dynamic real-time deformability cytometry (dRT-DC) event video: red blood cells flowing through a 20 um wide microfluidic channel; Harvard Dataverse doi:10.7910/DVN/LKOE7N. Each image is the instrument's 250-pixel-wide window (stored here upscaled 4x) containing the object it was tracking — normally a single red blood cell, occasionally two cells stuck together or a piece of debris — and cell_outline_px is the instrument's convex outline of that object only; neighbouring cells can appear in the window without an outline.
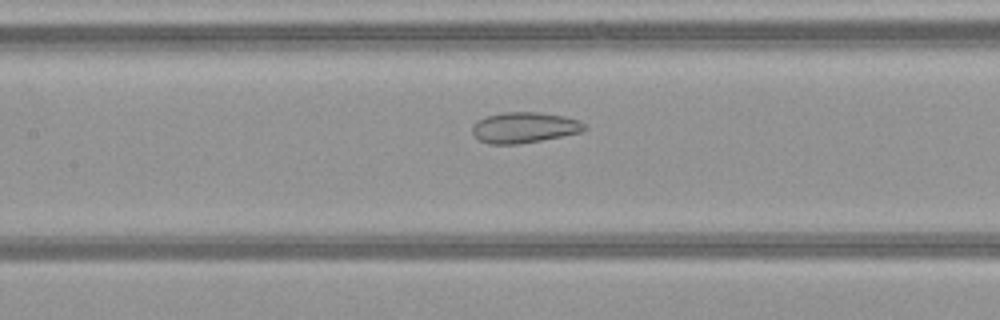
{"species": "common noctule bat (a hibernating species)", "species_latin": "Nyctalus noctula", "temperature_condition": "warm", "stored_images_in_passage": 51, "camera_frame_rate_fps": 3000, "um_per_image_px": 0.085, "animal": {"sex": "female", "body_mass_g": 21.9}, "frame": {"image": 1, "passage_image": 25, "time_ms": 8.0, "image_size_px": [1000, 320], "cell_outline_px": [[588, 128], [584, 132], [540, 140], [516, 144], [488, 144], [480, 140], [472, 132], [472, 124], [476, 120], [484, 116], [504, 112], [536, 112], [564, 116], [580, 120]], "centroid_in_image_um": [44.56, 10.83], "position_along_channel_um": 162.8, "area_um2": 20.23}}
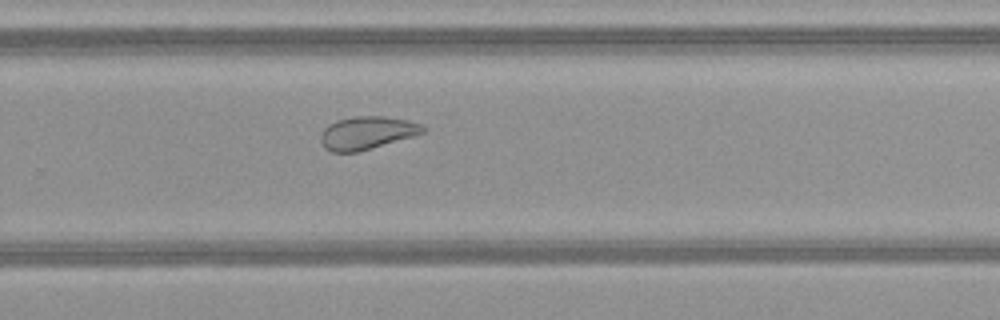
{"frame": {"image": 2, "passage_image": 35, "time_ms": 11.333, "image_size_px": [1000, 320], "cell_outline_px": [[428, 128], [424, 132], [412, 136], [356, 152], [332, 152], [324, 148], [320, 140], [320, 136], [324, 128], [328, 124], [336, 120], [356, 116], [384, 116], [408, 120], [424, 124]], "centroid_in_image_um": [31.19, 11.28], "position_along_channel_um": 298.6, "area_um2": 19.59}}
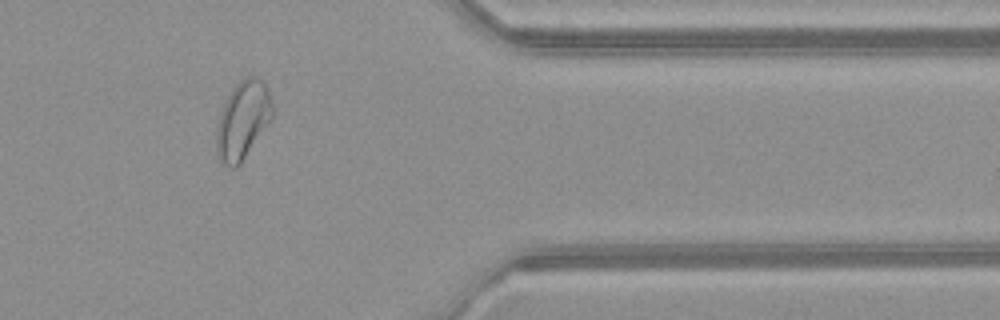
{"frame": {"image": 3, "passage_image": 43, "time_ms": 14.0, "image_size_px": [1000, 320], "cell_outline_px": [[272, 120], [240, 164], [236, 168], [232, 168], [224, 164], [220, 160], [216, 148], [216, 128], [220, 112], [232, 88], [244, 76], [256, 76], [264, 80], [268, 88], [272, 100]], "centroid_in_image_um": [20.65, 10.19], "position_along_channel_um": 390.7, "area_um2": 25.72}, "authors_computed_cell_mechanics": {"area_um2": 26.7036, "velocity_mm_per_s": 4.0835, "shape_relaxation_time_tau1_ms": null, "shape_relaxation_time_tau2_ms": 1.6403, "deformation_change_tau1": null, "deformation_change_tau2": 0.0858}}